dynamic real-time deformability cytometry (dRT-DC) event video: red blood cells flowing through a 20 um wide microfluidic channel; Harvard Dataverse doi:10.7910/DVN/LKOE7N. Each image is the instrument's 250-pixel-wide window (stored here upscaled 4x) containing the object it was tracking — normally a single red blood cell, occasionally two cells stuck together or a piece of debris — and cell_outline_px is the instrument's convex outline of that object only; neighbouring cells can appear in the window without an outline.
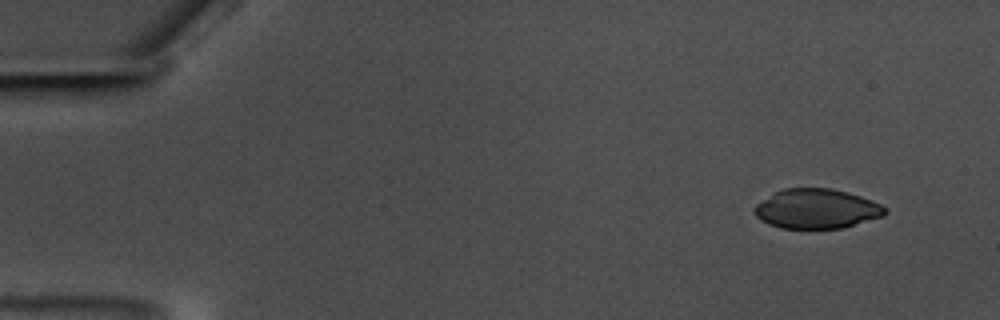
{"species": "common noctule bat (a hibernating species)", "species_latin": "Nyctalus noctula", "temperature_condition": "warm", "stored_images_in_passage": 58, "camera_frame_rate_fps": 3000, "um_per_image_px": 0.085, "animal": {"sex": "male", "body_mass_g": 17.5, "forearm_length_mm": 52.3}, "frame": {"image": 1, "passage_image": 5, "time_ms": 1.333, "image_size_px": [1000, 320], "cell_outline_px": [[888, 212], [884, 216], [840, 228], [780, 228], [768, 224], [760, 220], [756, 216], [752, 208], [756, 204], [776, 192], [784, 188], [832, 188], [848, 192], [872, 200], [888, 208]], "centroid_in_image_um": [69.42, 17.74], "position_along_channel_um": 15.6, "area_um2": 30.17}}
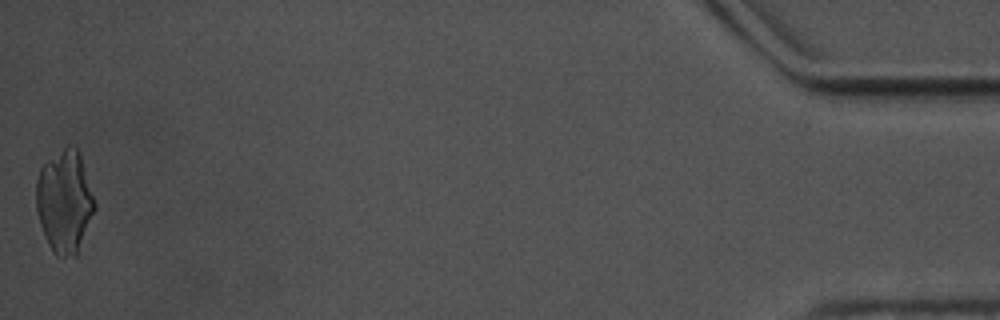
{"frame": {"image": 2, "passage_image": 58, "time_ms": 19.0, "image_size_px": [1000, 320], "cell_outline_px": [[96, 208], [76, 256], [56, 256], [52, 252], [44, 236], [40, 224], [36, 208], [36, 180], [40, 168], [44, 164], [68, 144], [72, 144], [80, 152], [96, 204]], "centroid_in_image_um": [5.49, 17.13], "position_along_channel_um": 429.7, "area_um2": 35.03}}